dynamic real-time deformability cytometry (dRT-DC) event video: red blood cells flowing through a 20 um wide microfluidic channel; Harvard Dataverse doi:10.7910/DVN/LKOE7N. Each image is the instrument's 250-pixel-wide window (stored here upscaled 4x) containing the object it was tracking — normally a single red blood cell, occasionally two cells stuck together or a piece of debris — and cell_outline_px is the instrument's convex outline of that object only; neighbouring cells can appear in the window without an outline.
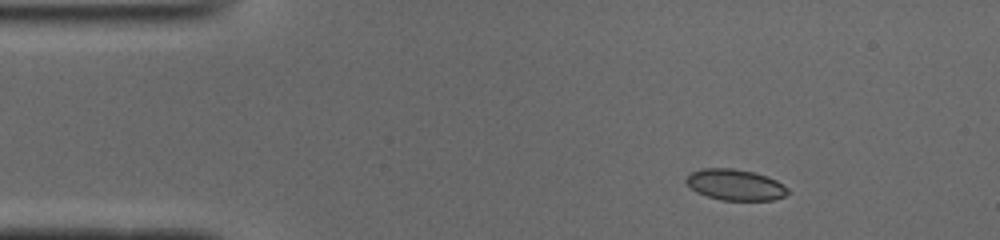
{"species": "common noctule bat (a hibernating species)", "species_latin": "Nyctalus noctula", "temperature_condition": "cold", "stored_images_in_passage": 45, "camera_frame_rate_fps": 3000, "um_per_image_px": 0.085, "animal": {"sex": "male", "body_mass_g": 19.0, "forearm_length_mm": 50.8}, "frame": {"image": 1, "passage_image": 1, "time_ms": 0.0, "image_size_px": [1000, 240], "cell_outline_px": [[788, 192], [784, 196], [772, 200], [720, 200], [696, 192], [684, 180], [692, 172], [704, 168], [732, 168], [752, 172], [776, 180], [788, 188]], "centroid_in_image_um": [62.48, 15.71], "position_along_channel_um": 22.5, "area_um2": 18.09}}
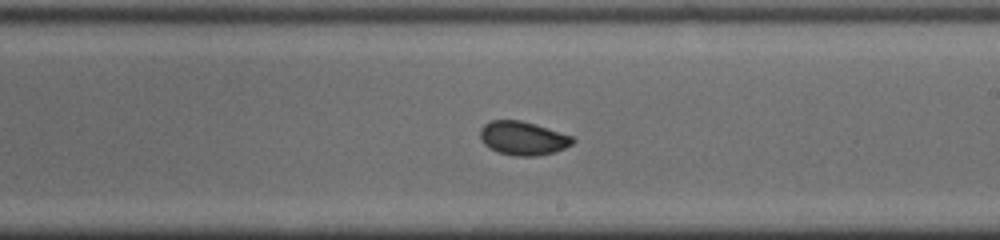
{"frame": {"image": 2, "passage_image": 23, "time_ms": 7.333, "image_size_px": [1000, 240], "cell_outline_px": [[576, 140], [572, 144], [564, 148], [552, 152], [536, 156], [512, 156], [496, 152], [484, 144], [480, 136], [480, 128], [484, 124], [492, 120], [520, 120], [572, 136]], "centroid_in_image_um": [44.41, 11.76], "position_along_channel_um": 244.6, "area_um2": 18.03}}
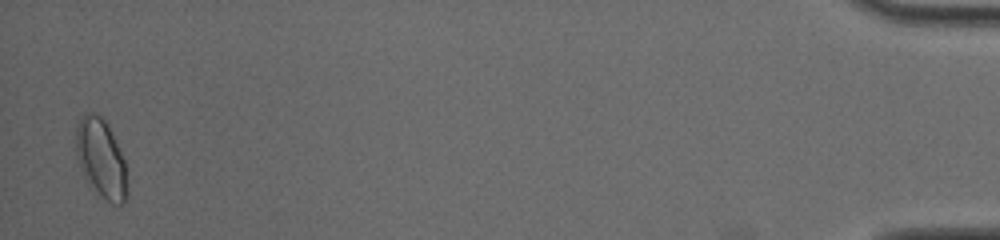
{"frame": {"image": 3, "passage_image": 44, "time_ms": 14.333, "image_size_px": [1000, 240], "cell_outline_px": [[128, 192], [124, 204], [112, 204], [96, 196], [88, 184], [84, 176], [76, 152], [76, 128], [80, 116], [88, 112], [92, 112], [100, 116], [108, 124], [124, 160]], "centroid_in_image_um": [8.59, 13.52], "position_along_channel_um": 426.6, "area_um2": 23.81}, "authors_computed_cell_mechanics": {"area_um2": 18.207, "velocity_mm_per_s": 3.9282, "shape_relaxation_time_tau1_ms": 3.6323, "shape_relaxation_time_tau2_ms": 1.0596, "deformation_change_tau1": 0.111, "deformation_change_tau2": 0.0347}}